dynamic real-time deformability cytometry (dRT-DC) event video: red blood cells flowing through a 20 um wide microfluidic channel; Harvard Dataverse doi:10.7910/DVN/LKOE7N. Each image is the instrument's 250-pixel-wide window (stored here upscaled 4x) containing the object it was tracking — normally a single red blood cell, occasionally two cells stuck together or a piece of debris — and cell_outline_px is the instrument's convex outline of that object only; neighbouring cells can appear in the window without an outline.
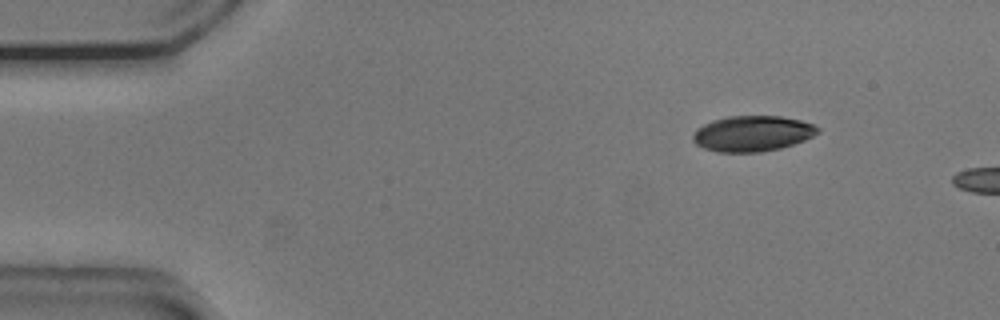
{"species": "common noctule bat (a hibernating species)", "species_latin": "Nyctalus noctula", "temperature_condition": "cold", "stored_images_in_passage": 11, "camera_frame_rate_fps": 3000, "um_per_image_px": 0.085, "animal": {"sex": "male", "body_mass_g": 20.5, "forearm_length_mm": 52.5}, "frame": {"image": 1, "passage_image": 4, "time_ms": 1.0, "image_size_px": [1000, 320], "cell_outline_px": [[820, 132], [804, 140], [780, 148], [760, 152], [716, 152], [704, 148], [696, 144], [692, 140], [692, 136], [696, 128], [712, 120], [728, 116], [780, 116], [800, 120], [812, 124], [820, 128]], "centroid_in_image_um": [63.93, 11.35], "position_along_channel_um": 21.1, "area_um2": 25.95}}